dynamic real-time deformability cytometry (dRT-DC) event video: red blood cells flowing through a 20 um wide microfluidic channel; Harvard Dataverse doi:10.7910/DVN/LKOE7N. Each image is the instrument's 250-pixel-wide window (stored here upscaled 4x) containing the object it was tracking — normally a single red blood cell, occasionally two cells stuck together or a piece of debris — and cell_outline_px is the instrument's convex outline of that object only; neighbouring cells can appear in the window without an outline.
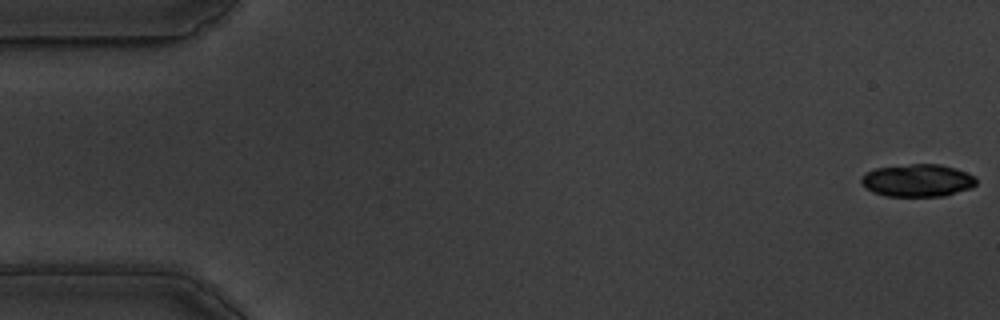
{"species": "common noctule bat (a hibernating species)", "species_latin": "Nyctalus noctula", "temperature_condition": "warm", "stored_images_in_passage": 8, "camera_frame_rate_fps": 3000, "um_per_image_px": 0.085, "animal": {"sex": "male", "body_mass_g": 19.5, "forearm_length_mm": 54.6}, "frame": {"image": 1, "passage_image": 1, "time_ms": 0.0, "image_size_px": [1000, 320], "cell_outline_px": [[976, 184], [972, 188], [944, 196], [884, 196], [872, 192], [860, 180], [860, 176], [876, 168], [908, 164], [940, 164], [956, 168], [976, 176]], "centroid_in_image_um": [78.02, 15.33], "position_along_channel_um": 7.0, "area_um2": 21.91}}